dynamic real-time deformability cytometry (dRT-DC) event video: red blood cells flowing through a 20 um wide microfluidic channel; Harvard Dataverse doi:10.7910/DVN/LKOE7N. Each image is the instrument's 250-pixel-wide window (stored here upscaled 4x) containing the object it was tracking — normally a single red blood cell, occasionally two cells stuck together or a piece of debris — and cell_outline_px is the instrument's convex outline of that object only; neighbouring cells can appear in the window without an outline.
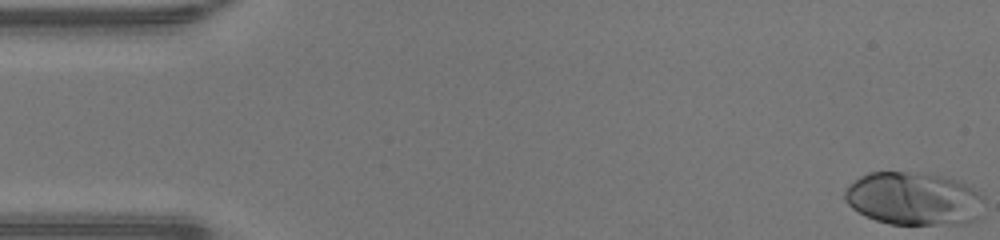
{"species": "human", "species_latin": "Homo sapiens", "temperature_condition": "warm", "stored_images_in_passage": 48, "camera_frame_rate_fps": 3000, "um_per_image_px": 0.085, "donor": {"sex": "male"}, "frame": {"image": 1, "passage_image": 1, "time_ms": 0.0, "image_size_px": [1000, 240], "cell_outline_px": [[984, 216], [976, 220], [964, 224], [892, 224], [876, 220], [852, 208], [844, 200], [844, 192], [860, 176], [868, 172], [908, 172], [944, 176], [960, 180], [972, 188], [984, 200]], "centroid_in_image_um": [77.73, 16.9], "position_along_channel_um": 7.3, "area_um2": 43.29}}
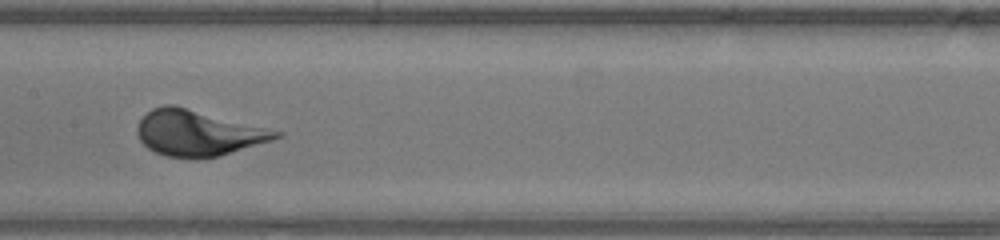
{"frame": {"image": 2, "passage_image": 24, "time_ms": 7.667, "image_size_px": [1000, 240], "cell_outline_px": [[284, 136], [272, 140], [220, 156], [196, 160], [192, 160], [164, 156], [148, 148], [140, 140], [136, 132], [136, 128], [140, 120], [152, 108], [164, 104], [176, 104], [284, 132]], "centroid_in_image_um": [16.84, 11.31], "position_along_channel_um": 190.6, "area_um2": 37.63}}
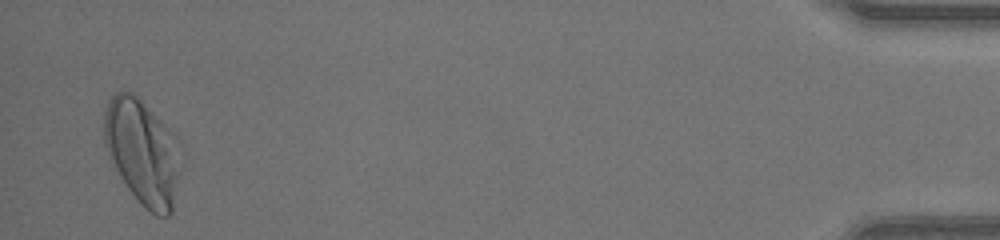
{"frame": {"image": 3, "passage_image": 47, "time_ms": 15.333, "image_size_px": [1000, 240], "cell_outline_px": [[184, 152], [172, 212], [168, 216], [156, 216], [144, 208], [140, 204], [128, 188], [120, 176], [108, 156], [104, 144], [104, 108], [112, 96], [116, 92], [128, 92], [136, 96], [176, 136]], "centroid_in_image_um": [12.15, 12.96], "position_along_channel_um": 423.1, "area_um2": 47.4}}